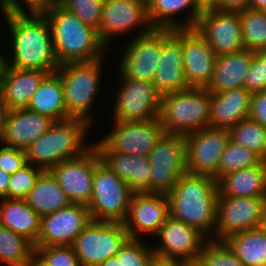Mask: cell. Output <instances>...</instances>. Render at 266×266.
I'll use <instances>...</instances> for the list:
<instances>
[{"mask_svg": "<svg viewBox=\"0 0 266 266\" xmlns=\"http://www.w3.org/2000/svg\"><path fill=\"white\" fill-rule=\"evenodd\" d=\"M91 221L87 205L71 203L41 217L40 232L34 246H72Z\"/></svg>", "mask_w": 266, "mask_h": 266, "instance_id": "obj_15", "label": "cell"}, {"mask_svg": "<svg viewBox=\"0 0 266 266\" xmlns=\"http://www.w3.org/2000/svg\"><path fill=\"white\" fill-rule=\"evenodd\" d=\"M34 253L35 248L31 241L0 225V263L26 266Z\"/></svg>", "mask_w": 266, "mask_h": 266, "instance_id": "obj_34", "label": "cell"}, {"mask_svg": "<svg viewBox=\"0 0 266 266\" xmlns=\"http://www.w3.org/2000/svg\"><path fill=\"white\" fill-rule=\"evenodd\" d=\"M102 161L134 192L150 193L151 166L148 155L100 153Z\"/></svg>", "mask_w": 266, "mask_h": 266, "instance_id": "obj_28", "label": "cell"}, {"mask_svg": "<svg viewBox=\"0 0 266 266\" xmlns=\"http://www.w3.org/2000/svg\"><path fill=\"white\" fill-rule=\"evenodd\" d=\"M192 8L186 22H175L177 13ZM147 15L153 29H193L198 15L194 12L193 0H147ZM173 17V18H172Z\"/></svg>", "mask_w": 266, "mask_h": 266, "instance_id": "obj_32", "label": "cell"}, {"mask_svg": "<svg viewBox=\"0 0 266 266\" xmlns=\"http://www.w3.org/2000/svg\"><path fill=\"white\" fill-rule=\"evenodd\" d=\"M185 139L187 172L213 177L230 140L229 129L209 126L187 134Z\"/></svg>", "mask_w": 266, "mask_h": 266, "instance_id": "obj_13", "label": "cell"}, {"mask_svg": "<svg viewBox=\"0 0 266 266\" xmlns=\"http://www.w3.org/2000/svg\"><path fill=\"white\" fill-rule=\"evenodd\" d=\"M48 71L4 66L0 82V99L8 110L26 108Z\"/></svg>", "mask_w": 266, "mask_h": 266, "instance_id": "obj_24", "label": "cell"}, {"mask_svg": "<svg viewBox=\"0 0 266 266\" xmlns=\"http://www.w3.org/2000/svg\"><path fill=\"white\" fill-rule=\"evenodd\" d=\"M26 266H48V264L34 253Z\"/></svg>", "mask_w": 266, "mask_h": 266, "instance_id": "obj_53", "label": "cell"}, {"mask_svg": "<svg viewBox=\"0 0 266 266\" xmlns=\"http://www.w3.org/2000/svg\"><path fill=\"white\" fill-rule=\"evenodd\" d=\"M243 45L252 52L266 51V10H240Z\"/></svg>", "mask_w": 266, "mask_h": 266, "instance_id": "obj_35", "label": "cell"}, {"mask_svg": "<svg viewBox=\"0 0 266 266\" xmlns=\"http://www.w3.org/2000/svg\"><path fill=\"white\" fill-rule=\"evenodd\" d=\"M8 113V109L6 106L1 102L0 99V143L2 144V140L4 137L5 132V119Z\"/></svg>", "mask_w": 266, "mask_h": 266, "instance_id": "obj_51", "label": "cell"}, {"mask_svg": "<svg viewBox=\"0 0 266 266\" xmlns=\"http://www.w3.org/2000/svg\"><path fill=\"white\" fill-rule=\"evenodd\" d=\"M248 8L255 10H266V0H249Z\"/></svg>", "mask_w": 266, "mask_h": 266, "instance_id": "obj_52", "label": "cell"}, {"mask_svg": "<svg viewBox=\"0 0 266 266\" xmlns=\"http://www.w3.org/2000/svg\"><path fill=\"white\" fill-rule=\"evenodd\" d=\"M194 12L198 15L221 11L219 0H193Z\"/></svg>", "mask_w": 266, "mask_h": 266, "instance_id": "obj_47", "label": "cell"}, {"mask_svg": "<svg viewBox=\"0 0 266 266\" xmlns=\"http://www.w3.org/2000/svg\"><path fill=\"white\" fill-rule=\"evenodd\" d=\"M25 150L3 146L0 148V169L13 174L27 164Z\"/></svg>", "mask_w": 266, "mask_h": 266, "instance_id": "obj_44", "label": "cell"}, {"mask_svg": "<svg viewBox=\"0 0 266 266\" xmlns=\"http://www.w3.org/2000/svg\"><path fill=\"white\" fill-rule=\"evenodd\" d=\"M29 12L42 13L59 0H24ZM2 12H25L18 0H0Z\"/></svg>", "mask_w": 266, "mask_h": 266, "instance_id": "obj_45", "label": "cell"}, {"mask_svg": "<svg viewBox=\"0 0 266 266\" xmlns=\"http://www.w3.org/2000/svg\"><path fill=\"white\" fill-rule=\"evenodd\" d=\"M98 266H121V260H118L116 256H113L106 261L101 262Z\"/></svg>", "mask_w": 266, "mask_h": 266, "instance_id": "obj_54", "label": "cell"}, {"mask_svg": "<svg viewBox=\"0 0 266 266\" xmlns=\"http://www.w3.org/2000/svg\"><path fill=\"white\" fill-rule=\"evenodd\" d=\"M221 10L240 11L248 8L249 0H219Z\"/></svg>", "mask_w": 266, "mask_h": 266, "instance_id": "obj_48", "label": "cell"}, {"mask_svg": "<svg viewBox=\"0 0 266 266\" xmlns=\"http://www.w3.org/2000/svg\"><path fill=\"white\" fill-rule=\"evenodd\" d=\"M102 58L92 61L68 62L59 65V74L64 89L65 108L68 118L86 121L90 107L97 96L100 84Z\"/></svg>", "mask_w": 266, "mask_h": 266, "instance_id": "obj_6", "label": "cell"}, {"mask_svg": "<svg viewBox=\"0 0 266 266\" xmlns=\"http://www.w3.org/2000/svg\"><path fill=\"white\" fill-rule=\"evenodd\" d=\"M149 266H191V265L184 261L176 259L154 256Z\"/></svg>", "mask_w": 266, "mask_h": 266, "instance_id": "obj_49", "label": "cell"}, {"mask_svg": "<svg viewBox=\"0 0 266 266\" xmlns=\"http://www.w3.org/2000/svg\"><path fill=\"white\" fill-rule=\"evenodd\" d=\"M156 235L161 245L153 248L155 256L184 261L191 266L196 263L204 244L210 239L199 229L171 216Z\"/></svg>", "mask_w": 266, "mask_h": 266, "instance_id": "obj_16", "label": "cell"}, {"mask_svg": "<svg viewBox=\"0 0 266 266\" xmlns=\"http://www.w3.org/2000/svg\"><path fill=\"white\" fill-rule=\"evenodd\" d=\"M89 126L86 121L76 118L54 121L26 150L27 162L49 171L62 161L82 155L90 148L84 146Z\"/></svg>", "mask_w": 266, "mask_h": 266, "instance_id": "obj_4", "label": "cell"}, {"mask_svg": "<svg viewBox=\"0 0 266 266\" xmlns=\"http://www.w3.org/2000/svg\"><path fill=\"white\" fill-rule=\"evenodd\" d=\"M58 3L99 33L105 0H59Z\"/></svg>", "mask_w": 266, "mask_h": 266, "instance_id": "obj_39", "label": "cell"}, {"mask_svg": "<svg viewBox=\"0 0 266 266\" xmlns=\"http://www.w3.org/2000/svg\"><path fill=\"white\" fill-rule=\"evenodd\" d=\"M5 60H6L5 56L0 55V82H1L2 71L5 66Z\"/></svg>", "mask_w": 266, "mask_h": 266, "instance_id": "obj_56", "label": "cell"}, {"mask_svg": "<svg viewBox=\"0 0 266 266\" xmlns=\"http://www.w3.org/2000/svg\"><path fill=\"white\" fill-rule=\"evenodd\" d=\"M26 108L47 116L53 121L68 119L62 80L56 71L49 73L43 79Z\"/></svg>", "mask_w": 266, "mask_h": 266, "instance_id": "obj_30", "label": "cell"}, {"mask_svg": "<svg viewBox=\"0 0 266 266\" xmlns=\"http://www.w3.org/2000/svg\"><path fill=\"white\" fill-rule=\"evenodd\" d=\"M193 266H245L224 241L208 240Z\"/></svg>", "mask_w": 266, "mask_h": 266, "instance_id": "obj_38", "label": "cell"}, {"mask_svg": "<svg viewBox=\"0 0 266 266\" xmlns=\"http://www.w3.org/2000/svg\"><path fill=\"white\" fill-rule=\"evenodd\" d=\"M218 195L266 198V161L227 173L218 181Z\"/></svg>", "mask_w": 266, "mask_h": 266, "instance_id": "obj_26", "label": "cell"}, {"mask_svg": "<svg viewBox=\"0 0 266 266\" xmlns=\"http://www.w3.org/2000/svg\"><path fill=\"white\" fill-rule=\"evenodd\" d=\"M11 180V174L0 169V198L8 199V188Z\"/></svg>", "mask_w": 266, "mask_h": 266, "instance_id": "obj_50", "label": "cell"}, {"mask_svg": "<svg viewBox=\"0 0 266 266\" xmlns=\"http://www.w3.org/2000/svg\"><path fill=\"white\" fill-rule=\"evenodd\" d=\"M1 202L0 225L35 244L40 232L41 216L24 199L2 198Z\"/></svg>", "mask_w": 266, "mask_h": 266, "instance_id": "obj_29", "label": "cell"}, {"mask_svg": "<svg viewBox=\"0 0 266 266\" xmlns=\"http://www.w3.org/2000/svg\"><path fill=\"white\" fill-rule=\"evenodd\" d=\"M53 122L49 117L28 108L8 110L2 144L26 151Z\"/></svg>", "mask_w": 266, "mask_h": 266, "instance_id": "obj_23", "label": "cell"}, {"mask_svg": "<svg viewBox=\"0 0 266 266\" xmlns=\"http://www.w3.org/2000/svg\"><path fill=\"white\" fill-rule=\"evenodd\" d=\"M245 266H266V232L260 227L224 240Z\"/></svg>", "mask_w": 266, "mask_h": 266, "instance_id": "obj_33", "label": "cell"}, {"mask_svg": "<svg viewBox=\"0 0 266 266\" xmlns=\"http://www.w3.org/2000/svg\"><path fill=\"white\" fill-rule=\"evenodd\" d=\"M259 227L266 232V202L262 211Z\"/></svg>", "mask_w": 266, "mask_h": 266, "instance_id": "obj_55", "label": "cell"}, {"mask_svg": "<svg viewBox=\"0 0 266 266\" xmlns=\"http://www.w3.org/2000/svg\"><path fill=\"white\" fill-rule=\"evenodd\" d=\"M35 253L48 266H80L72 246H34Z\"/></svg>", "mask_w": 266, "mask_h": 266, "instance_id": "obj_42", "label": "cell"}, {"mask_svg": "<svg viewBox=\"0 0 266 266\" xmlns=\"http://www.w3.org/2000/svg\"><path fill=\"white\" fill-rule=\"evenodd\" d=\"M41 217L71 204L50 171H43L24 199Z\"/></svg>", "mask_w": 266, "mask_h": 266, "instance_id": "obj_31", "label": "cell"}, {"mask_svg": "<svg viewBox=\"0 0 266 266\" xmlns=\"http://www.w3.org/2000/svg\"><path fill=\"white\" fill-rule=\"evenodd\" d=\"M211 92L207 88H188L163 95L159 121L166 133L186 136L209 127Z\"/></svg>", "mask_w": 266, "mask_h": 266, "instance_id": "obj_5", "label": "cell"}, {"mask_svg": "<svg viewBox=\"0 0 266 266\" xmlns=\"http://www.w3.org/2000/svg\"><path fill=\"white\" fill-rule=\"evenodd\" d=\"M105 138L94 144L99 153L149 155L165 133L159 118L149 121L123 122L114 120V127Z\"/></svg>", "mask_w": 266, "mask_h": 266, "instance_id": "obj_10", "label": "cell"}, {"mask_svg": "<svg viewBox=\"0 0 266 266\" xmlns=\"http://www.w3.org/2000/svg\"><path fill=\"white\" fill-rule=\"evenodd\" d=\"M262 161L256 153L230 139L221 155L217 172L213 178L218 181L227 173L248 167H255Z\"/></svg>", "mask_w": 266, "mask_h": 266, "instance_id": "obj_37", "label": "cell"}, {"mask_svg": "<svg viewBox=\"0 0 266 266\" xmlns=\"http://www.w3.org/2000/svg\"><path fill=\"white\" fill-rule=\"evenodd\" d=\"M121 87L114 106V120L149 121L159 118L161 96L152 82L121 77Z\"/></svg>", "mask_w": 266, "mask_h": 266, "instance_id": "obj_12", "label": "cell"}, {"mask_svg": "<svg viewBox=\"0 0 266 266\" xmlns=\"http://www.w3.org/2000/svg\"><path fill=\"white\" fill-rule=\"evenodd\" d=\"M152 83L161 97L190 88L183 71L182 29H161V56Z\"/></svg>", "mask_w": 266, "mask_h": 266, "instance_id": "obj_19", "label": "cell"}, {"mask_svg": "<svg viewBox=\"0 0 266 266\" xmlns=\"http://www.w3.org/2000/svg\"><path fill=\"white\" fill-rule=\"evenodd\" d=\"M252 58L253 52L246 49L217 56L213 77L207 89L210 92H222L244 87Z\"/></svg>", "mask_w": 266, "mask_h": 266, "instance_id": "obj_27", "label": "cell"}, {"mask_svg": "<svg viewBox=\"0 0 266 266\" xmlns=\"http://www.w3.org/2000/svg\"><path fill=\"white\" fill-rule=\"evenodd\" d=\"M266 198H241L218 195L213 240L226 238L259 227Z\"/></svg>", "mask_w": 266, "mask_h": 266, "instance_id": "obj_14", "label": "cell"}, {"mask_svg": "<svg viewBox=\"0 0 266 266\" xmlns=\"http://www.w3.org/2000/svg\"><path fill=\"white\" fill-rule=\"evenodd\" d=\"M248 117L266 127V91L252 95Z\"/></svg>", "mask_w": 266, "mask_h": 266, "instance_id": "obj_46", "label": "cell"}, {"mask_svg": "<svg viewBox=\"0 0 266 266\" xmlns=\"http://www.w3.org/2000/svg\"><path fill=\"white\" fill-rule=\"evenodd\" d=\"M244 88L252 94L266 91V51L253 52Z\"/></svg>", "mask_w": 266, "mask_h": 266, "instance_id": "obj_43", "label": "cell"}, {"mask_svg": "<svg viewBox=\"0 0 266 266\" xmlns=\"http://www.w3.org/2000/svg\"><path fill=\"white\" fill-rule=\"evenodd\" d=\"M134 191L102 160L96 165L87 207L94 221L123 222Z\"/></svg>", "mask_w": 266, "mask_h": 266, "instance_id": "obj_7", "label": "cell"}, {"mask_svg": "<svg viewBox=\"0 0 266 266\" xmlns=\"http://www.w3.org/2000/svg\"><path fill=\"white\" fill-rule=\"evenodd\" d=\"M170 216L207 237L216 226L218 183L207 175L185 172L167 194Z\"/></svg>", "mask_w": 266, "mask_h": 266, "instance_id": "obj_2", "label": "cell"}, {"mask_svg": "<svg viewBox=\"0 0 266 266\" xmlns=\"http://www.w3.org/2000/svg\"><path fill=\"white\" fill-rule=\"evenodd\" d=\"M26 13L3 12L13 39V61L5 60V65L17 69L55 72L59 64L54 53L49 22L43 13Z\"/></svg>", "mask_w": 266, "mask_h": 266, "instance_id": "obj_1", "label": "cell"}, {"mask_svg": "<svg viewBox=\"0 0 266 266\" xmlns=\"http://www.w3.org/2000/svg\"><path fill=\"white\" fill-rule=\"evenodd\" d=\"M182 58L188 86L207 88L213 77L217 56L194 28L182 29Z\"/></svg>", "mask_w": 266, "mask_h": 266, "instance_id": "obj_22", "label": "cell"}, {"mask_svg": "<svg viewBox=\"0 0 266 266\" xmlns=\"http://www.w3.org/2000/svg\"><path fill=\"white\" fill-rule=\"evenodd\" d=\"M27 163L24 167L11 174V180L8 188V199H25L29 191L34 187L37 179L44 171Z\"/></svg>", "mask_w": 266, "mask_h": 266, "instance_id": "obj_40", "label": "cell"}, {"mask_svg": "<svg viewBox=\"0 0 266 266\" xmlns=\"http://www.w3.org/2000/svg\"><path fill=\"white\" fill-rule=\"evenodd\" d=\"M229 132L232 141L266 161V127L247 117L232 126Z\"/></svg>", "mask_w": 266, "mask_h": 266, "instance_id": "obj_36", "label": "cell"}, {"mask_svg": "<svg viewBox=\"0 0 266 266\" xmlns=\"http://www.w3.org/2000/svg\"><path fill=\"white\" fill-rule=\"evenodd\" d=\"M252 93L244 87L222 92H211L209 126L230 129L248 117Z\"/></svg>", "mask_w": 266, "mask_h": 266, "instance_id": "obj_25", "label": "cell"}, {"mask_svg": "<svg viewBox=\"0 0 266 266\" xmlns=\"http://www.w3.org/2000/svg\"><path fill=\"white\" fill-rule=\"evenodd\" d=\"M121 266H149L155 256L153 248L146 247L141 239H128L115 255Z\"/></svg>", "mask_w": 266, "mask_h": 266, "instance_id": "obj_41", "label": "cell"}, {"mask_svg": "<svg viewBox=\"0 0 266 266\" xmlns=\"http://www.w3.org/2000/svg\"><path fill=\"white\" fill-rule=\"evenodd\" d=\"M47 18L58 64L102 58L106 45L93 27L84 24L59 3L42 12Z\"/></svg>", "mask_w": 266, "mask_h": 266, "instance_id": "obj_3", "label": "cell"}, {"mask_svg": "<svg viewBox=\"0 0 266 266\" xmlns=\"http://www.w3.org/2000/svg\"><path fill=\"white\" fill-rule=\"evenodd\" d=\"M148 156L150 193L168 194L187 172L185 136L165 132Z\"/></svg>", "mask_w": 266, "mask_h": 266, "instance_id": "obj_8", "label": "cell"}, {"mask_svg": "<svg viewBox=\"0 0 266 266\" xmlns=\"http://www.w3.org/2000/svg\"><path fill=\"white\" fill-rule=\"evenodd\" d=\"M101 160L98 149L91 144L82 155L62 161L49 171L71 203L87 205L92 196L96 165Z\"/></svg>", "mask_w": 266, "mask_h": 266, "instance_id": "obj_11", "label": "cell"}, {"mask_svg": "<svg viewBox=\"0 0 266 266\" xmlns=\"http://www.w3.org/2000/svg\"><path fill=\"white\" fill-rule=\"evenodd\" d=\"M169 216L167 194L134 192L122 223L130 239H139L141 232L156 235Z\"/></svg>", "mask_w": 266, "mask_h": 266, "instance_id": "obj_18", "label": "cell"}, {"mask_svg": "<svg viewBox=\"0 0 266 266\" xmlns=\"http://www.w3.org/2000/svg\"><path fill=\"white\" fill-rule=\"evenodd\" d=\"M121 58L120 77L153 82L161 56V29L135 34Z\"/></svg>", "mask_w": 266, "mask_h": 266, "instance_id": "obj_20", "label": "cell"}, {"mask_svg": "<svg viewBox=\"0 0 266 266\" xmlns=\"http://www.w3.org/2000/svg\"><path fill=\"white\" fill-rule=\"evenodd\" d=\"M194 29L209 43L216 56L245 49L240 11L221 10L201 15Z\"/></svg>", "mask_w": 266, "mask_h": 266, "instance_id": "obj_17", "label": "cell"}, {"mask_svg": "<svg viewBox=\"0 0 266 266\" xmlns=\"http://www.w3.org/2000/svg\"><path fill=\"white\" fill-rule=\"evenodd\" d=\"M138 25L144 28L141 35L153 29L148 20L147 0H105L99 36L106 46L112 36L134 30Z\"/></svg>", "mask_w": 266, "mask_h": 266, "instance_id": "obj_21", "label": "cell"}, {"mask_svg": "<svg viewBox=\"0 0 266 266\" xmlns=\"http://www.w3.org/2000/svg\"><path fill=\"white\" fill-rule=\"evenodd\" d=\"M128 239L122 222L92 220L76 237L72 247L80 266H98L115 256Z\"/></svg>", "mask_w": 266, "mask_h": 266, "instance_id": "obj_9", "label": "cell"}]
</instances>
